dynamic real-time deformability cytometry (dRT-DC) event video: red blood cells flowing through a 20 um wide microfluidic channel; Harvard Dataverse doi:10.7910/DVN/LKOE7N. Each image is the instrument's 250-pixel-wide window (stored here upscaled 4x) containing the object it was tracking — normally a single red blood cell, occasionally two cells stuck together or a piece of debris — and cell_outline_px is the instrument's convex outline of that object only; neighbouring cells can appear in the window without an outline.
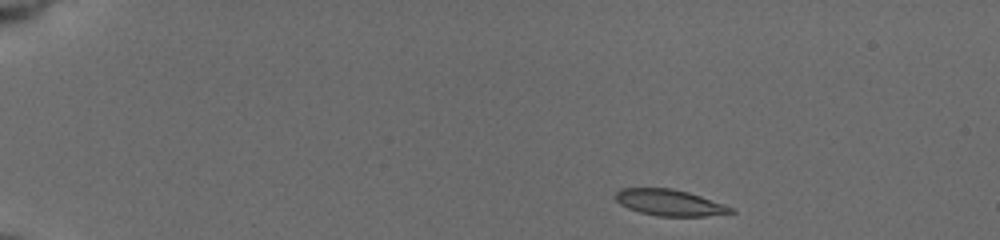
{"species": "common noctule bat (a hibernating species)", "species_latin": "Nyctalus noctula", "temperature_condition": "cold", "stored_images_in_passage": 47, "camera_frame_rate_fps": 3000, "um_per_image_px": 0.085, "animal": {"sex": "female", "body_mass_g": 19.5, "forearm_length_mm": 54.1}, "frame": {"image": 1, "passage_image": 1, "time_ms": 0.0, "image_size_px": [1000, 240], "cell_outline_px": [[736, 212], [704, 216], [656, 216], [640, 212], [628, 208], [620, 204], [612, 196], [620, 188], [672, 188], [688, 192], [736, 208]], "centroid_in_image_um": [56.9, 17.22], "position_along_channel_um": 28.1, "area_um2": 17.74}}
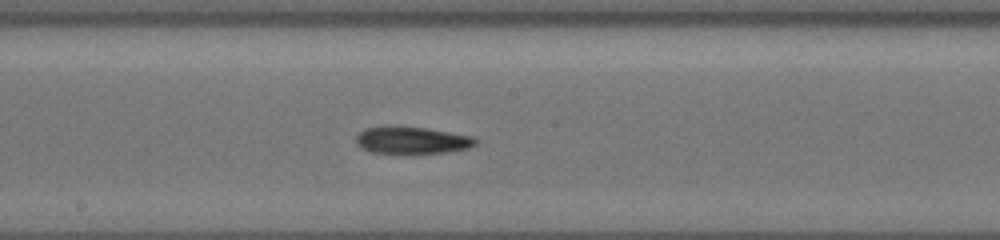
{"frame": {"image": 2, "passage_image": 24, "time_ms": 7.667, "image_size_px": [1000, 240], "cell_outline_px": [[480, 140], [476, 144], [468, 148], [448, 152], [372, 152], [360, 148], [356, 144], [356, 136], [364, 128], [396, 124], [424, 128], [472, 136]], "centroid_in_image_um": [34.98, 11.88], "position_along_channel_um": 213.2, "area_um2": 18.9}}
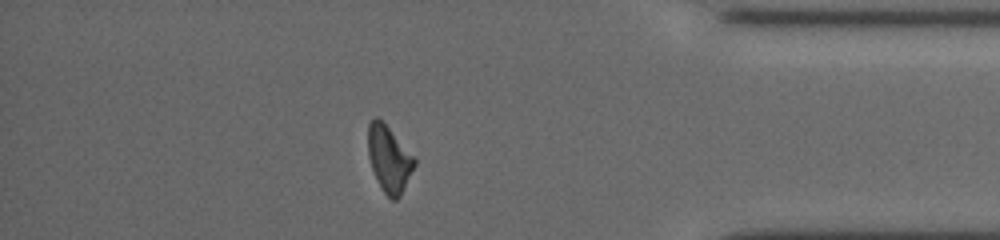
{"frame": {"image": 3, "passage_image": 41, "time_ms": 13.333, "image_size_px": [1000, 240], "cell_outline_px": [[416, 164], [400, 196], [396, 200], [392, 200], [384, 192], [372, 168], [368, 156], [368, 124], [376, 116], [388, 128], [416, 160]], "centroid_in_image_um": [33.06, 13.53], "position_along_channel_um": 402.1, "area_um2": 17.28}, "authors_computed_cell_mechanics": {"area_um2": 18.9006, "velocity_mm_per_s": 3.7456, "shape_relaxation_time_tau1_ms": 9.9045, "shape_relaxation_time_tau2_ms": 6.1784, "deformation_change_tau1": 0.247, "deformation_change_tau2": 0.1503}}